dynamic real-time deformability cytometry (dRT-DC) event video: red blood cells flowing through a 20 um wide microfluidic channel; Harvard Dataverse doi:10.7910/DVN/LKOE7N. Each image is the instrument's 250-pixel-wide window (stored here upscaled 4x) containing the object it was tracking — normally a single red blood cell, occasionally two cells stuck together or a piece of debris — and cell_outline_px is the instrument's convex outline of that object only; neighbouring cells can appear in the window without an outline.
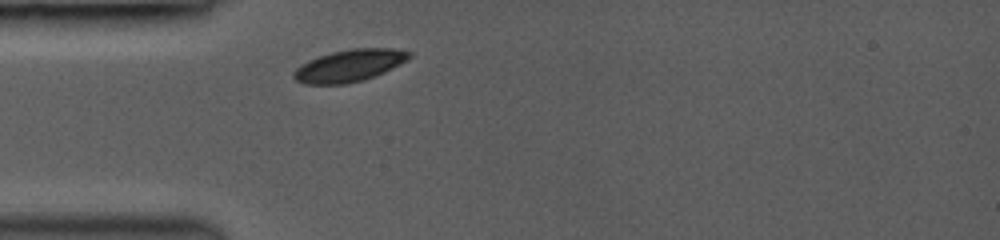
{"species": "common noctule bat (a hibernating species)", "species_latin": "Nyctalus noctula", "temperature_condition": "room temperature", "stored_images_in_passage": 1, "camera_frame_rate_fps": 3000, "um_per_image_px": 0.085, "animal": {"sex": "female", "body_mass_g": 19.0, "forearm_length_mm": 53.3}, "frame": {"image": 1, "passage_image": 1, "time_ms": 0.0, "image_size_px": [1000, 240], "cell_outline_px": [[412, 56], [408, 60], [376, 76], [364, 80], [344, 84], [304, 84], [296, 80], [292, 76], [292, 72], [300, 64], [308, 60], [332, 52], [352, 48], [392, 48], [412, 52]], "centroid_in_image_um": [29.7, 5.58], "position_along_channel_um": 55.3, "area_um2": 21.73}}